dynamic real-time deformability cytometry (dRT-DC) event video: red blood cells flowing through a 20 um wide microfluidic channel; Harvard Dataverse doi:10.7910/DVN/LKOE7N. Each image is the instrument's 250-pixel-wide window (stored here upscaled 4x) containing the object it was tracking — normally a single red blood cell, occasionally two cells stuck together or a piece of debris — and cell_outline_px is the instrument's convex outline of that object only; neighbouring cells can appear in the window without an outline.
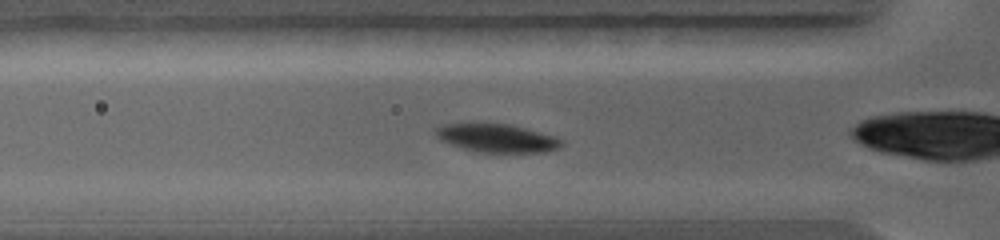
{"species": "common noctule bat (a hibernating species)", "species_latin": "Nyctalus noctula", "temperature_condition": "warm", "stored_images_in_passage": 24, "camera_frame_rate_fps": 5000, "um_per_image_px": 0.085, "animal": {"sex": "female", "body_mass_g": 19.0, "forearm_length_mm": 56.7}, "frame": {"image": 1, "passage_image": 3, "time_ms": 0.4, "image_size_px": [1000, 240], "cell_outline_px": [[564, 144], [560, 148], [548, 152], [472, 152], [440, 140], [436, 136], [432, 128], [440, 124], [468, 120], [476, 120], [512, 124], [556, 136], [564, 140]], "centroid_in_image_um": [42.15, 11.67], "position_along_channel_um": 83.6, "area_um2": 22.31}}
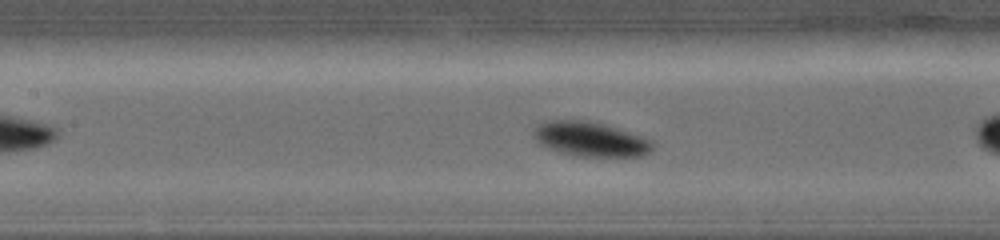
{"frame": {"image": 2, "passage_image": 10, "time_ms": 1.8, "image_size_px": [1000, 240], "cell_outline_px": [[656, 148], [652, 152], [644, 156], [572, 156], [544, 148], [536, 144], [532, 136], [532, 128], [536, 124], [544, 120], [596, 120], [644, 136], [652, 140], [656, 144]], "centroid_in_image_um": [50.17, 11.81], "position_along_channel_um": 157.2, "area_um2": 25.37}}
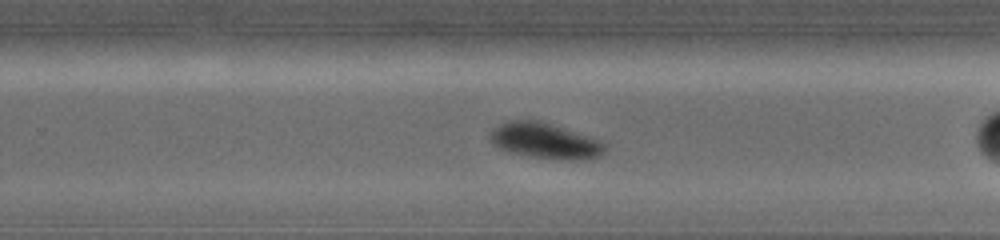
{"frame": {"image": 3, "passage_image": 22, "time_ms": 4.2, "image_size_px": [1000, 240], "cell_outline_px": [[608, 148], [596, 160], [556, 160], [524, 156], [508, 152], [492, 144], [488, 140], [488, 136], [492, 128], [508, 120], [540, 120], [596, 136], [604, 140], [608, 144]], "centroid_in_image_um": [46.43, 11.98], "position_along_channel_um": 283.4, "area_um2": 25.37}}